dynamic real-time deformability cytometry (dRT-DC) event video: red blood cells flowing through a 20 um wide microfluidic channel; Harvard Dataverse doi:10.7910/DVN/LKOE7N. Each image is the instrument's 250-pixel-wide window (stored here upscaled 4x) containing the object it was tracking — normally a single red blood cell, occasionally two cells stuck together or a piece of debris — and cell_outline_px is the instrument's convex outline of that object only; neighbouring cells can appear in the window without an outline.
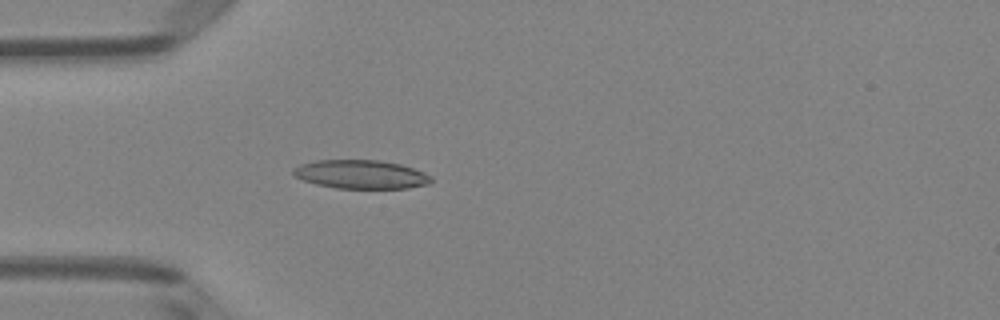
{"species": "Egyptian fruit bat (a non-hibernating species)", "species_latin": "Rousettus aegyptiacus", "temperature_condition": "room temperature", "stored_images_in_passage": 36, "camera_frame_rate_fps": 3000, "um_per_image_px": 0.085, "animal": {"sex": "female"}, "frame": {"image": 1, "passage_image": 1, "time_ms": 0.0, "image_size_px": [1000, 320], "cell_outline_px": [[432, 180], [428, 184], [408, 188], [336, 188], [316, 184], [292, 176], [292, 172], [300, 164], [316, 160], [380, 160], [400, 164], [424, 172], [432, 176]], "centroid_in_image_um": [30.68, 14.82], "position_along_channel_um": 54.3, "area_um2": 23.0}}
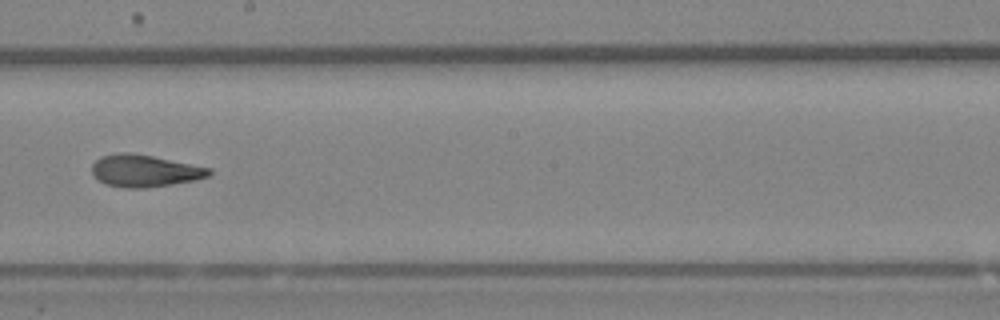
{"frame": {"image": 2, "passage_image": 15, "time_ms": 4.667, "image_size_px": [1000, 320], "cell_outline_px": [[212, 172], [208, 176], [196, 180], [172, 184], [144, 188], [124, 188], [104, 184], [92, 172], [92, 164], [100, 156], [120, 152], [128, 152], [152, 156], [212, 168]], "centroid_in_image_um": [12.3, 14.52], "position_along_channel_um": 235.9, "area_um2": 21.91}}
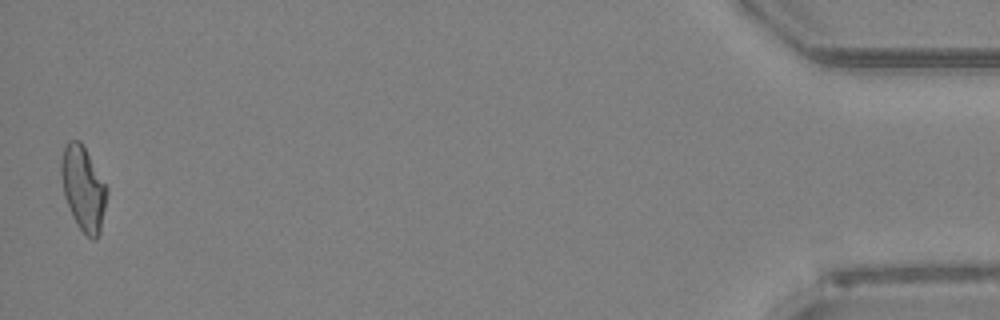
{"frame": {"image": 3, "passage_image": 36, "time_ms": 11.667, "image_size_px": [1000, 320], "cell_outline_px": [[108, 192], [100, 232], [96, 240], [92, 240], [76, 224], [72, 216], [64, 196], [60, 176], [60, 160], [64, 148], [68, 140], [80, 140], [108, 188]], "centroid_in_image_um": [7.06, 16.02], "position_along_channel_um": 428.1, "area_um2": 22.54}, "authors_computed_cell_mechanics": {"area_um2": 21.8773, "velocity_mm_per_s": 4.0478, "shape_relaxation_time_tau1_ms": 6.5565, "shape_relaxation_time_tau2_ms": 2.3859, "deformation_change_tau1": 0.1899, "deformation_change_tau2": 0.0903}}